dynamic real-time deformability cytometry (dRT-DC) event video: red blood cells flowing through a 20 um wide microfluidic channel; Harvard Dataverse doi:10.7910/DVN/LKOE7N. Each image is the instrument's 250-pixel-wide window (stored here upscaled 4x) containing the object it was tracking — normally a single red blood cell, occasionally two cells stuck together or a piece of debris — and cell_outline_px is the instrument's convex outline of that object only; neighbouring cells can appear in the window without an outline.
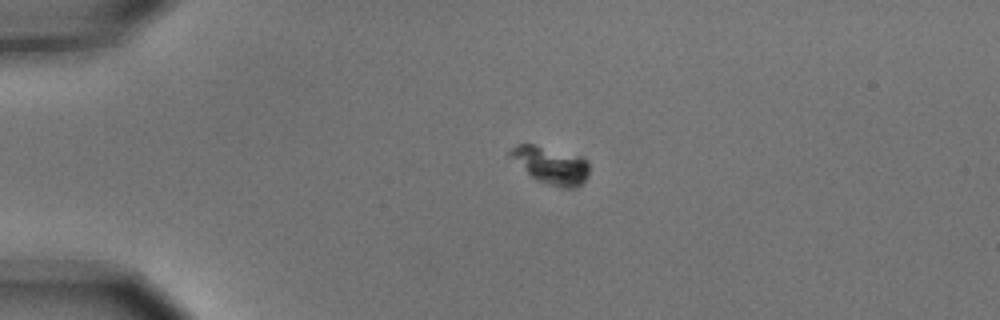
{"species": "common noctule bat (a hibernating species)", "species_latin": "Nyctalus noctula", "temperature_condition": "cold", "stored_images_in_passage": 3, "camera_frame_rate_fps": 3000, "um_per_image_px": 0.085, "animal": {"sex": "male", "body_mass_g": 15.6}, "frame": {"image": 1, "passage_image": 1, "time_ms": 0.0, "image_size_px": [1000, 320], "cell_outline_px": [[588, 176], [576, 188], [564, 188], [536, 180], [508, 156], [508, 152], [512, 148], [520, 144], [532, 144], [584, 156], [588, 160]], "centroid_in_image_um": [46.84, 14.03], "position_along_channel_um": 38.2, "area_um2": 17.11}}